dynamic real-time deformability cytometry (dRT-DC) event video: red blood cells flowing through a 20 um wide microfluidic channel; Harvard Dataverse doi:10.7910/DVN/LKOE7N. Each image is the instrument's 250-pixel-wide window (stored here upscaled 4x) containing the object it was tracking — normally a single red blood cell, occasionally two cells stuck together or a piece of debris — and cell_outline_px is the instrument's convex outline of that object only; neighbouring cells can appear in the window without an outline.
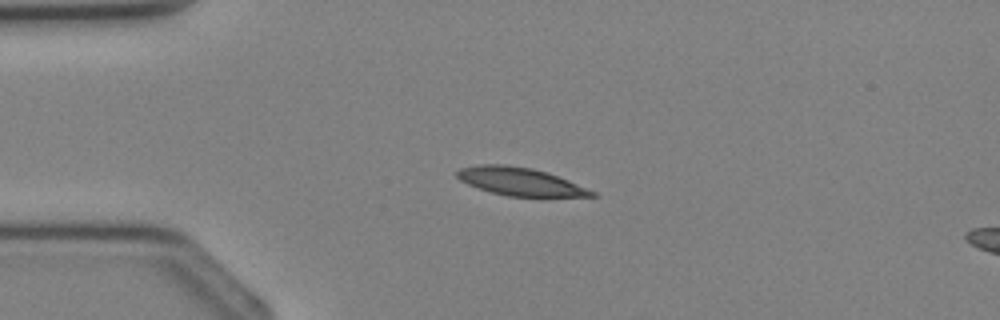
{"species": "Egyptian fruit bat (a non-hibernating species)", "species_latin": "Rousettus aegyptiacus", "temperature_condition": "cold", "stored_images_in_passage": 2, "camera_frame_rate_fps": 3000, "um_per_image_px": 0.085, "animal": {"sex": "female"}, "frame": {"image": 1, "passage_image": 1, "time_ms": 0.0, "image_size_px": [1000, 320], "cell_outline_px": [[596, 196], [508, 196], [492, 192], [468, 184], [460, 180], [456, 176], [456, 172], [460, 168], [480, 164], [504, 164], [532, 168], [548, 172], [568, 180], [596, 192]], "centroid_in_image_um": [44.19, 15.41], "position_along_channel_um": 40.8, "area_um2": 21.68}}